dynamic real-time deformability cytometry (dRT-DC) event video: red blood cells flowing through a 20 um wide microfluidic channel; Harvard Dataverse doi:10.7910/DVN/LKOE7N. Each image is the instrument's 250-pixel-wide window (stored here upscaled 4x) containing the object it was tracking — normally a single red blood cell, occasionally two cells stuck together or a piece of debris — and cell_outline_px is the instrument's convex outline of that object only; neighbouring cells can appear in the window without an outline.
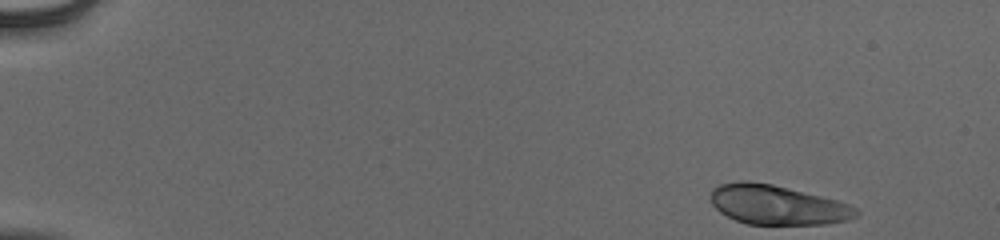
{"species": "human", "species_latin": "Homo sapiens", "temperature_condition": "cold", "stored_images_in_passage": 50, "camera_frame_rate_fps": 3000, "um_per_image_px": 0.085, "donor": {"sex": "male"}, "frame": {"image": 1, "passage_image": 1, "time_ms": 0.0, "image_size_px": [1000, 240], "cell_outline_px": [[860, 216], [848, 220], [824, 224], [748, 224], [736, 220], [720, 212], [712, 204], [712, 188], [720, 184], [740, 180], [748, 180], [772, 184], [836, 200], [848, 204], [856, 208], [860, 212]], "centroid_in_image_um": [66.08, 17.41], "position_along_channel_um": 18.9, "area_um2": 33.35}}
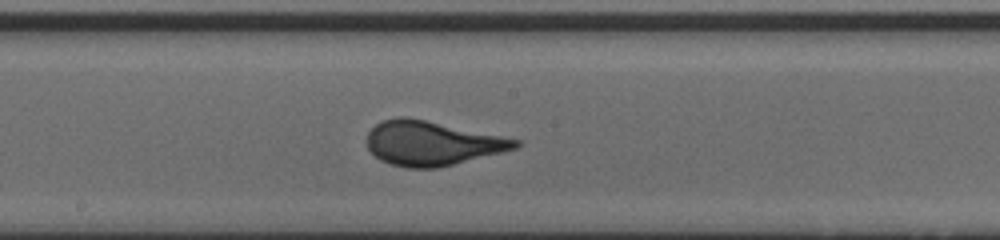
{"frame": {"image": 2, "passage_image": 27, "time_ms": 8.667, "image_size_px": [1000, 240], "cell_outline_px": [[520, 144], [516, 148], [436, 168], [408, 168], [392, 164], [380, 160], [368, 148], [368, 132], [376, 124], [384, 120], [396, 116], [408, 116], [520, 140]], "centroid_in_image_um": [36.67, 12.16], "position_along_channel_um": 211.5, "area_um2": 37.8}}
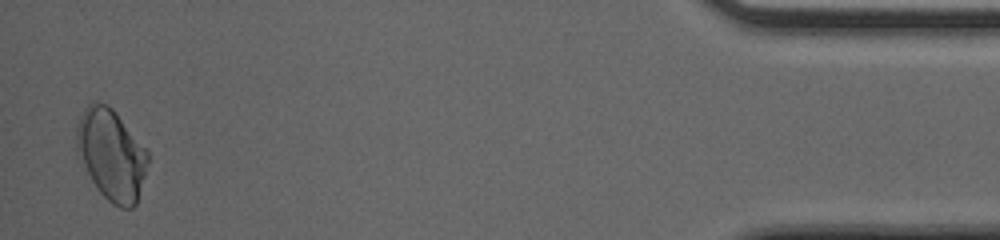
{"frame": {"image": 3, "passage_image": 49, "time_ms": 16.0, "image_size_px": [1000, 240], "cell_outline_px": [[148, 164], [136, 204], [132, 208], [120, 208], [112, 204], [100, 192], [76, 156], [76, 124], [84, 108], [92, 100], [96, 100], [108, 104], [116, 112], [148, 152]], "centroid_in_image_um": [9.42, 13.11], "position_along_channel_um": 425.8, "area_um2": 37.97}, "authors_computed_cell_mechanics": {"area_um2": 36.7608, "velocity_mm_per_s": 3.8999, "shape_relaxation_time_tau1_ms": 3.6425, "shape_relaxation_time_tau2_ms": null, "deformation_change_tau1": 0.1322, "deformation_change_tau2": null}}